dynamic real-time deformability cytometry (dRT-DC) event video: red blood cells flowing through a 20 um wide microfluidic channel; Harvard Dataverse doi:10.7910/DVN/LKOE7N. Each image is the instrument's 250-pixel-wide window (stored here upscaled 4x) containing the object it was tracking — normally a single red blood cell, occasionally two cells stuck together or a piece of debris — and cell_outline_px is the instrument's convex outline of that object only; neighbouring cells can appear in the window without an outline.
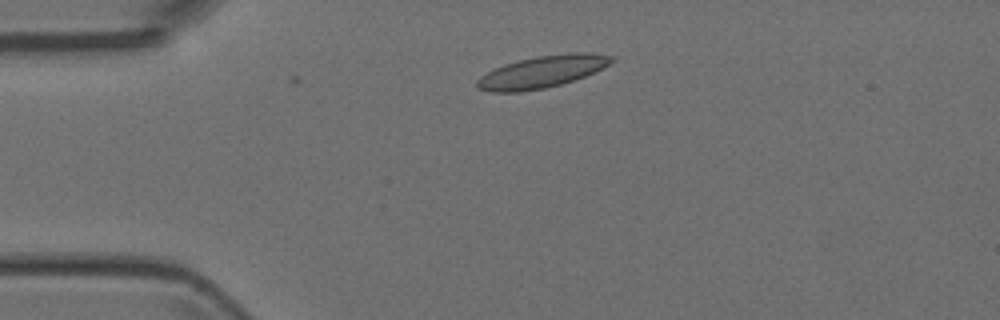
{"species": "Egyptian fruit bat (a non-hibernating species)", "species_latin": "Rousettus aegyptiacus", "temperature_condition": "room temperature", "stored_images_in_passage": 5, "camera_frame_rate_fps": 3000, "um_per_image_px": 0.085, "animal": {"sex": "female"}, "frame": {"image": 1, "passage_image": 2, "time_ms": 1.333, "image_size_px": [1000, 320], "cell_outline_px": [[616, 60], [584, 76], [560, 84], [544, 88], [520, 92], [492, 92], [476, 88], [476, 80], [480, 76], [504, 64], [536, 56], [572, 52], [592, 52], [616, 56]], "centroid_in_image_um": [46.07, 6.09], "position_along_channel_um": 38.9, "area_um2": 24.97}}
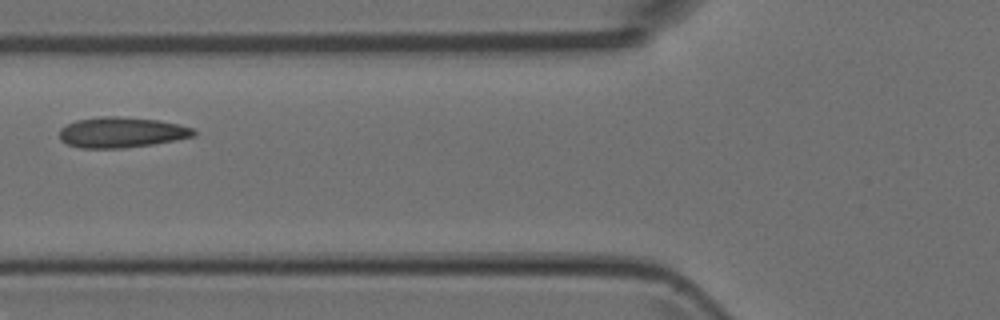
{"frame": {"image": 2, "passage_image": 4, "time_ms": 4.0, "image_size_px": [1000, 320], "cell_outline_px": [[196, 136], [176, 140], [152, 144], [124, 148], [80, 148], [68, 144], [60, 140], [60, 128], [76, 120], [100, 116], [116, 116], [160, 120], [180, 124], [192, 128], [196, 132]], "centroid_in_image_um": [10.34, 11.25], "position_along_channel_um": 115.5, "area_um2": 23.99}}
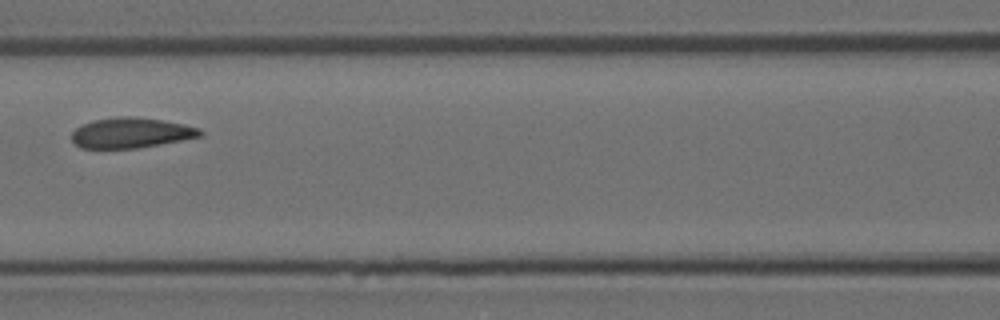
{"frame": {"image": 3, "passage_image": 5, "time_ms": 5.0, "image_size_px": [1000, 320], "cell_outline_px": [[204, 136], [160, 144], [136, 148], [80, 148], [72, 140], [72, 132], [76, 128], [92, 120], [116, 116], [136, 116], [164, 120], [184, 124], [200, 128], [204, 132]], "centroid_in_image_um": [11.18, 11.28], "position_along_channel_um": 155.4, "area_um2": 22.89}}